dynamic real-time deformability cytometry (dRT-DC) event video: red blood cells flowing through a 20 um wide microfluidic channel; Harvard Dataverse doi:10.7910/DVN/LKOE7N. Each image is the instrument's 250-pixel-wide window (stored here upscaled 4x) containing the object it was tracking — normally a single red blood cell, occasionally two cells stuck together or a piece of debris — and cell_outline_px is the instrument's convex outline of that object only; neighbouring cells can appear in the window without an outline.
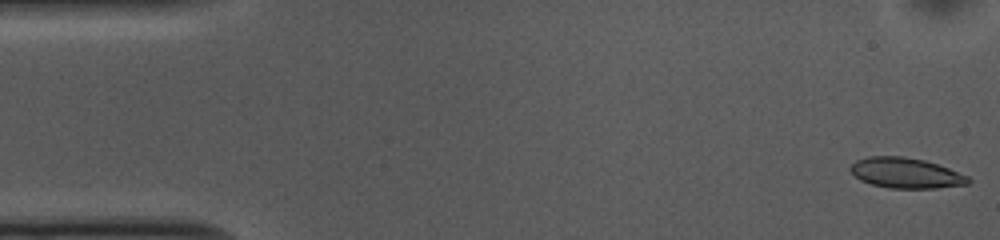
{"species": "common noctule bat (a hibernating species)", "species_latin": "Nyctalus noctula", "temperature_condition": "cold", "stored_images_in_passage": 52, "camera_frame_rate_fps": 3000, "um_per_image_px": 0.085, "animal": {"sex": "female", "body_mass_g": 10.0, "forearm_length_mm": 53.1}, "frame": {"image": 1, "passage_image": 1, "time_ms": 0.0, "image_size_px": [1000, 240], "cell_outline_px": [[972, 180], [968, 184], [936, 188], [888, 188], [872, 184], [860, 180], [848, 168], [856, 160], [868, 156], [904, 156], [924, 160], [948, 168], [968, 176]], "centroid_in_image_um": [76.99, 14.7], "position_along_channel_um": 8.0, "area_um2": 20.81}}
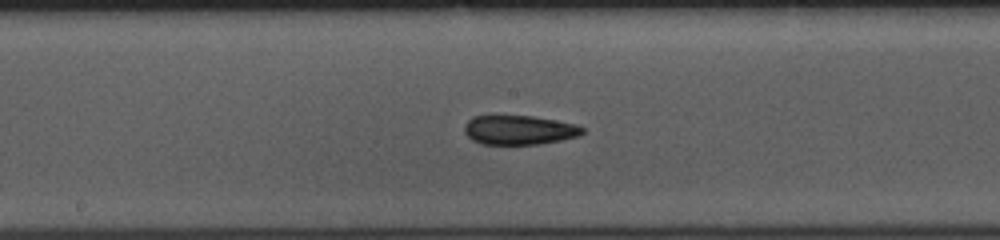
{"frame": {"image": 2, "passage_image": 26, "time_ms": 8.333, "image_size_px": [1000, 240], "cell_outline_px": [[584, 132], [580, 136], [540, 144], [480, 144], [472, 140], [464, 132], [464, 124], [472, 116], [492, 112], [496, 112], [532, 116], [556, 120], [576, 124], [584, 128]], "centroid_in_image_um": [44.05, 10.99], "position_along_channel_um": 204.2, "area_um2": 21.15}}
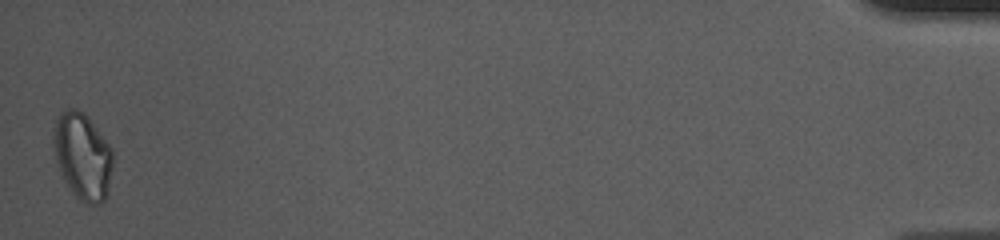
{"frame": {"image": 3, "passage_image": 52, "time_ms": 17.0, "image_size_px": [1000, 240], "cell_outline_px": [[112, 168], [108, 192], [104, 200], [100, 204], [88, 204], [80, 200], [72, 192], [64, 180], [56, 160], [52, 144], [52, 128], [60, 112], [64, 108], [76, 108], [84, 112], [88, 116], [112, 148]], "centroid_in_image_um": [7.0, 13.24], "position_along_channel_um": 428.2, "area_um2": 30.35}, "authors_computed_cell_mechanics": {"area_um2": 21.2415, "velocity_mm_per_s": 3.7148, "shape_relaxation_time_tau1_ms": 8.0574, "shape_relaxation_time_tau2_ms": 5.6179, "deformation_change_tau1": 0.1337, "deformation_change_tau2": 0.0883}}